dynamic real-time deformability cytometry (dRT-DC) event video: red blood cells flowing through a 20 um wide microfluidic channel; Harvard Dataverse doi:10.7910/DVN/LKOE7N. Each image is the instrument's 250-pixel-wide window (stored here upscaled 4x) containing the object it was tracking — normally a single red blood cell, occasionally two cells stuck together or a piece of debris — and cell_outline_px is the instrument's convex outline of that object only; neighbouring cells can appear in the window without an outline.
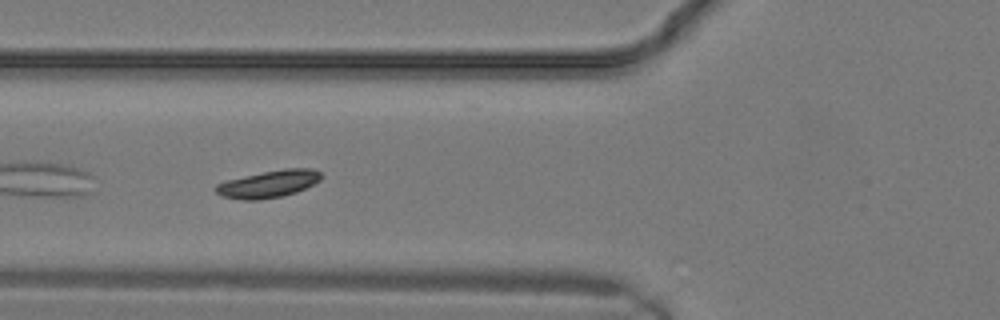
{"species": "common noctule bat (a hibernating species)", "species_latin": "Nyctalus noctula", "temperature_condition": "warm", "stored_images_in_passage": 5, "camera_frame_rate_fps": 3000, "um_per_image_px": 0.085, "animal": {"sex": "male", "body_mass_g": 19.2, "forearm_length_mm": 51.8}, "frame": {"image": 1, "passage_image": 2, "time_ms": 0.333, "image_size_px": [1000, 320], "cell_outline_px": [[320, 180], [296, 192], [280, 196], [260, 200], [240, 200], [220, 196], [212, 188], [216, 184], [224, 180], [284, 168], [312, 168], [320, 172]], "centroid_in_image_um": [22.74, 15.64], "position_along_channel_um": 103.1, "area_um2": 16.76}}
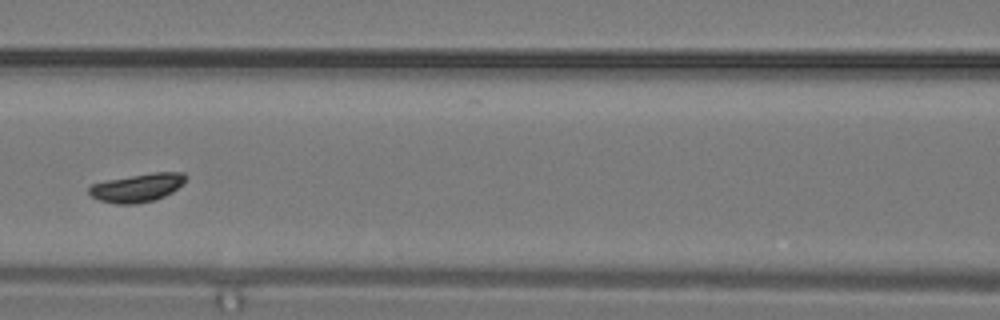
{"frame": {"image": 2, "passage_image": 4, "time_ms": 1.0, "image_size_px": [1000, 320], "cell_outline_px": [[188, 176], [172, 192], [164, 196], [152, 200], [136, 204], [116, 204], [100, 200], [92, 196], [88, 192], [88, 188], [92, 184], [108, 180], [152, 172], [184, 172]], "centroid_in_image_um": [11.66, 15.95], "position_along_channel_um": 154.9, "area_um2": 15.72}}